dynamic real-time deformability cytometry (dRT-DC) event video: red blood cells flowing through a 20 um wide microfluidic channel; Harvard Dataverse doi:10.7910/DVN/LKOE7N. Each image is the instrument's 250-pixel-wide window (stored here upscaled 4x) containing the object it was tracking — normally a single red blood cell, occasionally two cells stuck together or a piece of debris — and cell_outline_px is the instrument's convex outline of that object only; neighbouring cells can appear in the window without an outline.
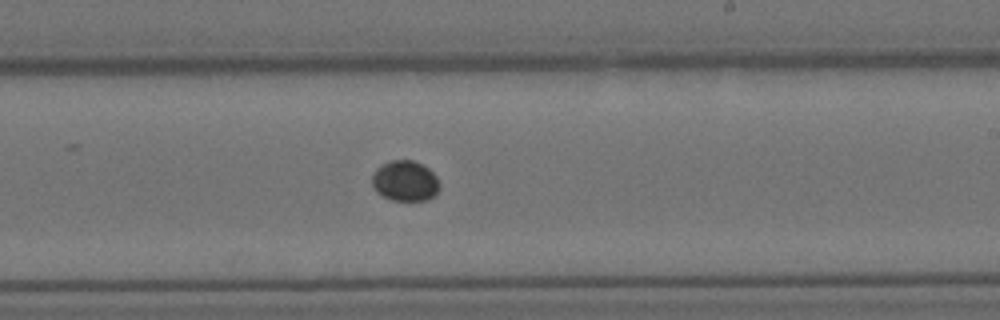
{"species": "Egyptian fruit bat (a non-hibernating species)", "species_latin": "Rousettus aegyptiacus", "temperature_condition": "cold", "stored_images_in_passage": 9, "camera_frame_rate_fps": 3000, "um_per_image_px": 0.085, "animal": {"sex": "female"}, "frame": {"image": 1, "passage_image": 9, "time_ms": 9.667, "image_size_px": [1000, 320], "cell_outline_px": [[440, 188], [428, 200], [392, 200], [376, 192], [372, 184], [372, 176], [376, 168], [380, 164], [392, 160], [412, 160], [424, 164], [436, 176], [440, 184]], "centroid_in_image_um": [34.43, 15.36], "position_along_channel_um": 254.6, "area_um2": 16.01}}